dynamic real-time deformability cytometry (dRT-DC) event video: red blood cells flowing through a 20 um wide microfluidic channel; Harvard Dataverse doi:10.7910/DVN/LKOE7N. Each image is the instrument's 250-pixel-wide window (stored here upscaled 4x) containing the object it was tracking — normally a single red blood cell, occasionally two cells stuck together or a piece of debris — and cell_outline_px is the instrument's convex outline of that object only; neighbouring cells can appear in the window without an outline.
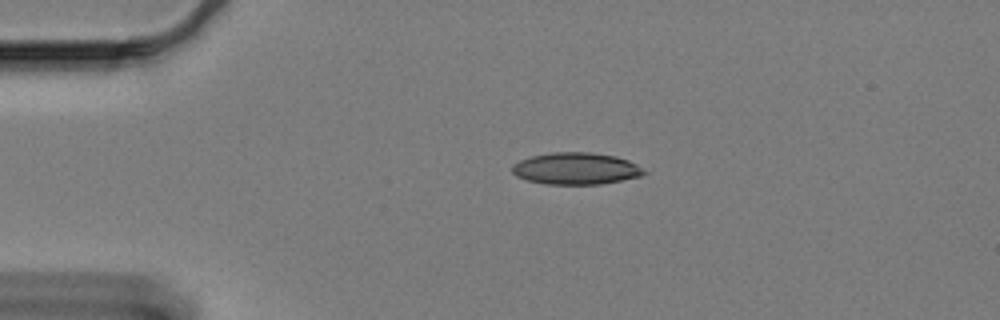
{"species": "Egyptian fruit bat (a non-hibernating species)", "species_latin": "Rousettus aegyptiacus", "temperature_condition": "cold", "stored_images_in_passage": 35, "camera_frame_rate_fps": 3000, "um_per_image_px": 0.085, "animal": {"sex": "female"}, "frame": {"image": 1, "passage_image": 1, "time_ms": 0.0, "image_size_px": [1000, 320], "cell_outline_px": [[648, 172], [640, 176], [600, 184], [544, 184], [528, 180], [516, 176], [512, 172], [512, 164], [520, 160], [532, 156], [552, 152], [588, 152], [616, 156], [628, 160], [636, 164]], "centroid_in_image_um": [48.94, 14.32], "position_along_channel_um": 36.1, "area_um2": 24.39}}
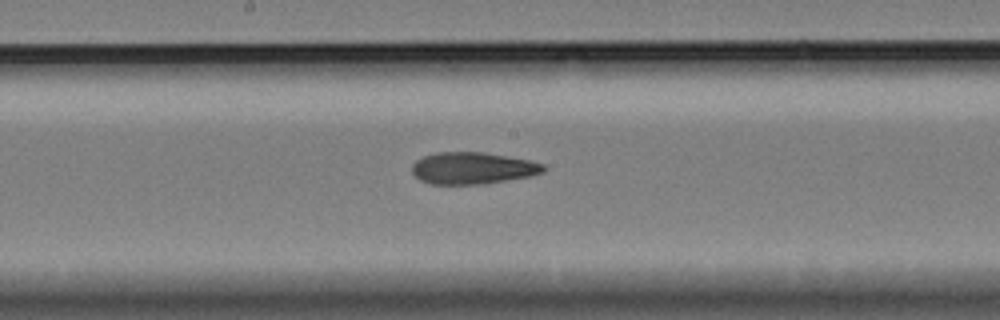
{"frame": {"image": 2, "passage_image": 20, "time_ms": 6.333, "image_size_px": [1000, 320], "cell_outline_px": [[548, 168], [544, 172], [528, 176], [484, 184], [428, 184], [420, 180], [412, 172], [412, 164], [416, 160], [424, 156], [436, 152], [484, 152], [528, 160], [544, 164]], "centroid_in_image_um": [40.16, 14.29], "position_along_channel_um": 208.0, "area_um2": 24.39}}
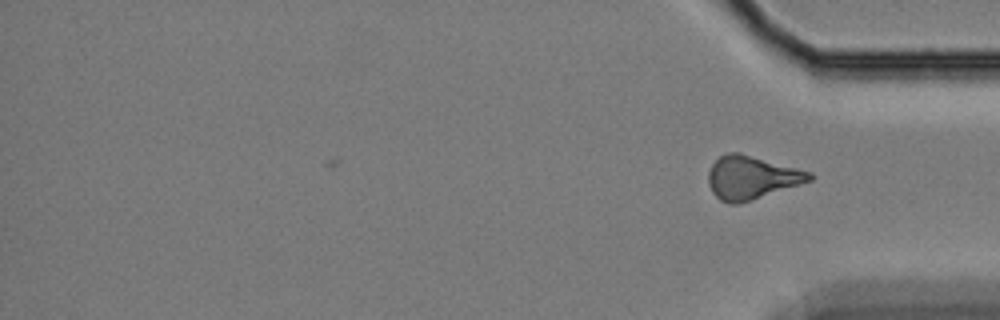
{"frame": {"image": 3, "passage_image": 35, "time_ms": 11.333, "image_size_px": [1000, 320], "cell_outline_px": [[816, 176], [812, 180], [752, 200], [736, 204], [728, 204], [720, 200], [712, 192], [708, 184], [708, 172], [712, 164], [720, 156], [728, 152], [740, 152], [812, 172]], "centroid_in_image_um": [63.88, 15.09], "position_along_channel_um": 371.3, "area_um2": 25.61}, "authors_computed_cell_mechanics": {"area_um2": 24.565, "velocity_mm_per_s": 3.288, "shape_relaxation_time_tau1_ms": null, "shape_relaxation_time_tau2_ms": 4.5628, "deformation_change_tau1": null, "deformation_change_tau2": 0.1366}}